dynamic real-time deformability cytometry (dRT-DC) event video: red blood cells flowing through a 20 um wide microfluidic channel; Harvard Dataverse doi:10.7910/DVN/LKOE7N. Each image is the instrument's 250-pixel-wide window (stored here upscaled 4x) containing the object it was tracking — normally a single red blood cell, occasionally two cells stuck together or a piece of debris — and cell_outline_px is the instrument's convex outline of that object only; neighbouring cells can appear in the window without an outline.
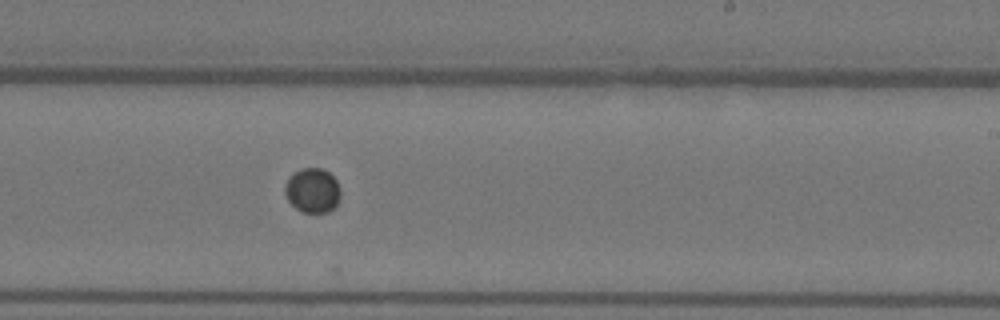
{"species": "Egyptian fruit bat (a non-hibernating species)", "species_latin": "Rousettus aegyptiacus", "temperature_condition": "warm", "stored_images_in_passage": 9, "camera_frame_rate_fps": 3000, "um_per_image_px": 0.085, "animal": {"sex": "female"}, "frame": {"image": 1, "passage_image": 9, "time_ms": 2.667, "image_size_px": [1000, 320], "cell_outline_px": [[340, 200], [328, 212], [300, 212], [288, 200], [284, 192], [284, 184], [288, 176], [292, 172], [300, 168], [324, 168], [336, 180], [340, 192]], "centroid_in_image_um": [26.53, 16.16], "position_along_channel_um": 262.5, "area_um2": 14.62}}